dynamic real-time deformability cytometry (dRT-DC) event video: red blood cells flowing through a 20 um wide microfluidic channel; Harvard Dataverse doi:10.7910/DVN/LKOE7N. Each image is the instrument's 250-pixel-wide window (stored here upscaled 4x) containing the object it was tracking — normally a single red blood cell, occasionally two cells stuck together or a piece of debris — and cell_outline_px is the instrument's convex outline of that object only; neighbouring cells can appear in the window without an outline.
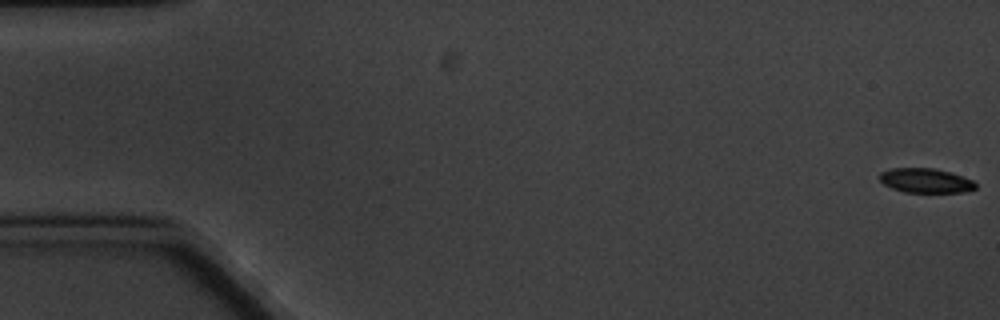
{"species": "common noctule bat (a hibernating species)", "species_latin": "Nyctalus noctula", "temperature_condition": "cold", "stored_images_in_passage": 7, "camera_frame_rate_fps": 3000, "um_per_image_px": 0.085, "animal": {"sex": "male", "body_mass_g": 20.1, "forearm_length_mm": 53.5}, "frame": {"image": 1, "passage_image": 1, "time_ms": 0.0, "image_size_px": [1000, 320], "cell_outline_px": [[976, 188], [968, 192], [904, 192], [892, 188], [884, 184], [880, 180], [880, 172], [892, 168], [932, 168], [948, 172], [972, 180], [976, 184]], "centroid_in_image_um": [78.67, 15.36], "position_along_channel_um": 6.3, "area_um2": 13.53}}
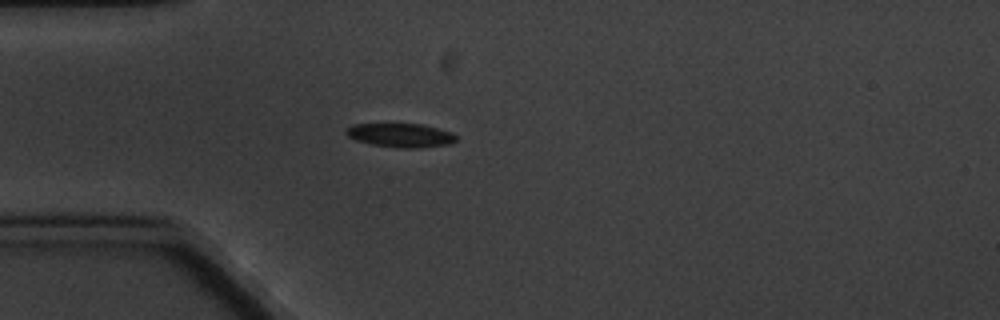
{"frame": {"image": 2, "passage_image": 5, "time_ms": 5.333, "image_size_px": [1000, 320], "cell_outline_px": [[456, 140], [448, 144], [420, 148], [396, 148], [372, 144], [356, 140], [348, 136], [344, 132], [344, 128], [352, 124], [420, 124], [452, 132], [456, 136]], "centroid_in_image_um": [34.0, 11.5], "position_along_channel_um": 51.0, "area_um2": 15.32}}